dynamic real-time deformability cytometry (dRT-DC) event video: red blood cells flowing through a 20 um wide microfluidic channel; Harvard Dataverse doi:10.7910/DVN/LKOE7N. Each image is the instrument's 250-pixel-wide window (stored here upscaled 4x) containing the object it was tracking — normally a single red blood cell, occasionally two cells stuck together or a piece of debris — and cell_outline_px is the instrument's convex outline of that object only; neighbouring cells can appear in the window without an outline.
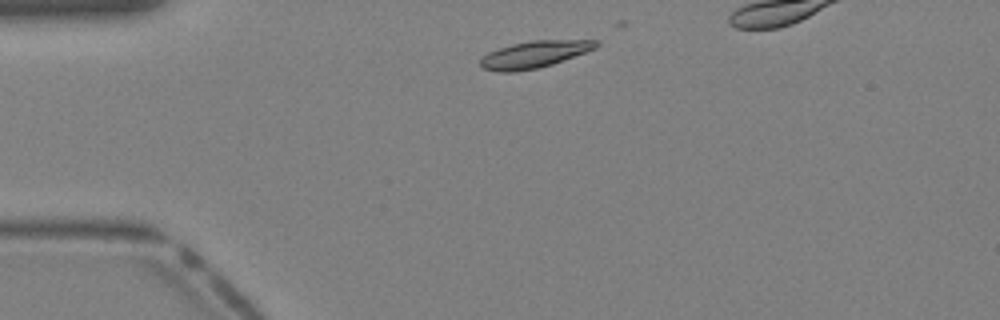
{"species": "Egyptian fruit bat (a non-hibernating species)", "species_latin": "Rousettus aegyptiacus", "temperature_condition": "warm", "stored_images_in_passage": 15, "camera_frame_rate_fps": 3000, "um_per_image_px": 0.085, "animal": {"sex": "female"}, "frame": {"image": 1, "passage_image": 2, "time_ms": 0.333, "image_size_px": [1000, 320], "cell_outline_px": [[600, 44], [596, 48], [552, 64], [536, 68], [512, 72], [496, 72], [484, 68], [480, 64], [480, 60], [488, 52], [512, 44], [532, 40], [596, 40]], "centroid_in_image_um": [45.41, 4.62], "position_along_channel_um": 39.6, "area_um2": 17.86}}
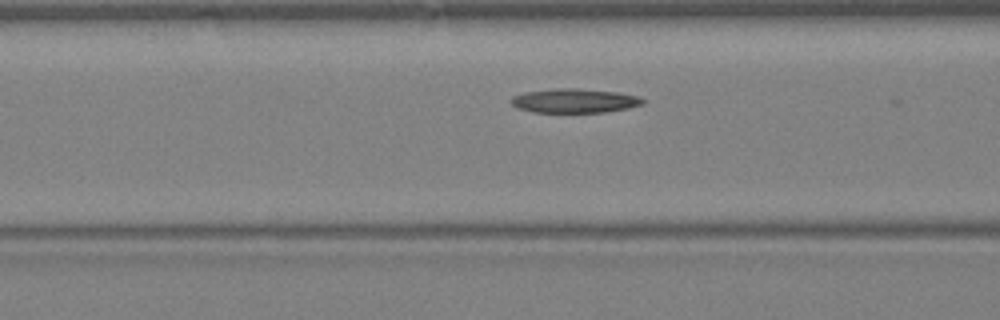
{"frame": {"image": 2, "passage_image": 9, "time_ms": 2.667, "image_size_px": [1000, 320], "cell_outline_px": [[644, 104], [628, 108], [604, 112], [532, 112], [516, 108], [508, 100], [512, 96], [524, 92], [564, 88], [576, 88], [616, 92], [640, 96], [644, 100]], "centroid_in_image_um": [48.81, 8.57], "position_along_channel_um": 117.8, "area_um2": 18.55}}
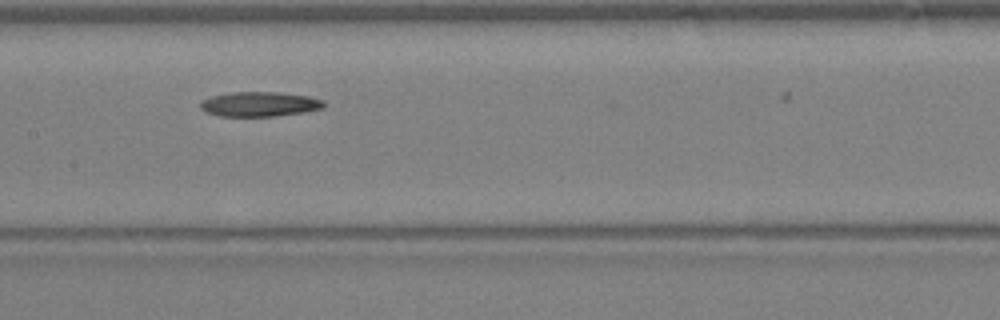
{"frame": {"image": 3, "passage_image": 13, "time_ms": 4.0, "image_size_px": [1000, 320], "cell_outline_px": [[328, 104], [324, 108], [304, 112], [276, 116], [220, 116], [208, 112], [200, 108], [200, 100], [212, 96], [232, 92], [276, 92], [308, 96], [324, 100]], "centroid_in_image_um": [22.1, 8.85], "position_along_channel_um": 185.3, "area_um2": 17.86}}